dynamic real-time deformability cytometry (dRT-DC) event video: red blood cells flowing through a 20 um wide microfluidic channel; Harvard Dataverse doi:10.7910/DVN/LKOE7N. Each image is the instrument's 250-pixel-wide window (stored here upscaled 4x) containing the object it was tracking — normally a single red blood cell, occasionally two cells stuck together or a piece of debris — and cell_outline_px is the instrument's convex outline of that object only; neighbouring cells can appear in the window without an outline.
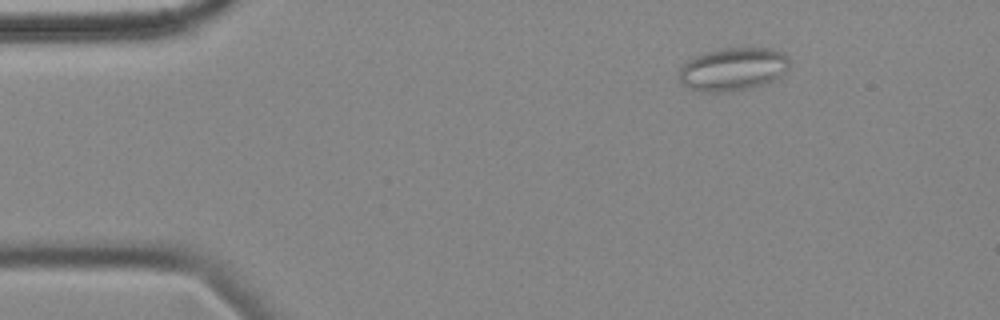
{"species": "common noctule bat (a hibernating species)", "species_latin": "Nyctalus noctula", "temperature_condition": "cold", "stored_images_in_passage": 3, "camera_frame_rate_fps": 3000, "um_per_image_px": 0.085, "animal": {"sex": "female", "body_mass_g": 18.4}, "frame": {"image": 1, "passage_image": 1, "time_ms": 0.0, "image_size_px": [1000, 320], "cell_outline_px": [[788, 68], [784, 76], [776, 80], [752, 88], [720, 92], [700, 92], [688, 88], [680, 84], [676, 80], [680, 68], [692, 56], [704, 52], [720, 48], [772, 48], [784, 52], [788, 56]], "centroid_in_image_um": [62.28, 5.88], "position_along_channel_um": 22.7, "area_um2": 28.5}}